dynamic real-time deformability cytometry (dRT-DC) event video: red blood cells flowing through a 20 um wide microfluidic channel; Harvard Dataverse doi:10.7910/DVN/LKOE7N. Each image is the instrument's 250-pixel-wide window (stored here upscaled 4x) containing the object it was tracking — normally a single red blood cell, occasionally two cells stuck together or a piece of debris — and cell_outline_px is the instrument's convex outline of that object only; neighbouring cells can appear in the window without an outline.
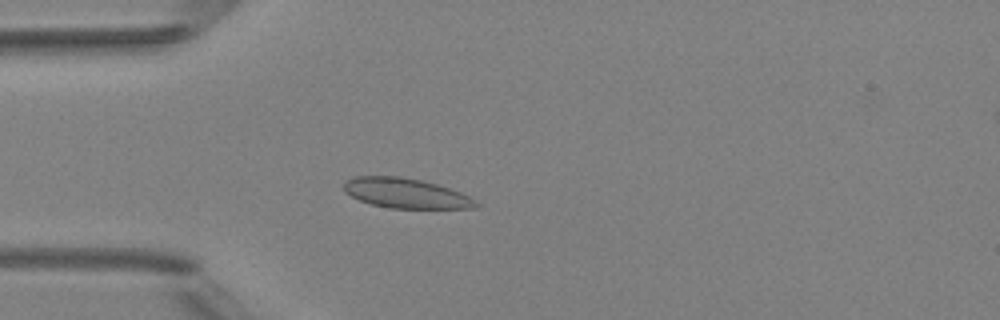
{"species": "Egyptian fruit bat (a non-hibernating species)", "species_latin": "Rousettus aegyptiacus", "temperature_condition": "room temperature", "stored_images_in_passage": 3, "camera_frame_rate_fps": 3000, "um_per_image_px": 0.085, "animal": {"sex": "female"}, "frame": {"image": 1, "passage_image": 3, "time_ms": 2.333, "image_size_px": [1000, 320], "cell_outline_px": [[480, 204], [476, 208], [388, 208], [372, 204], [360, 200], [344, 192], [344, 180], [356, 176], [400, 176], [420, 180], [436, 184], [460, 192], [476, 200]], "centroid_in_image_um": [34.48, 16.42], "position_along_channel_um": 50.5, "area_um2": 22.95}}